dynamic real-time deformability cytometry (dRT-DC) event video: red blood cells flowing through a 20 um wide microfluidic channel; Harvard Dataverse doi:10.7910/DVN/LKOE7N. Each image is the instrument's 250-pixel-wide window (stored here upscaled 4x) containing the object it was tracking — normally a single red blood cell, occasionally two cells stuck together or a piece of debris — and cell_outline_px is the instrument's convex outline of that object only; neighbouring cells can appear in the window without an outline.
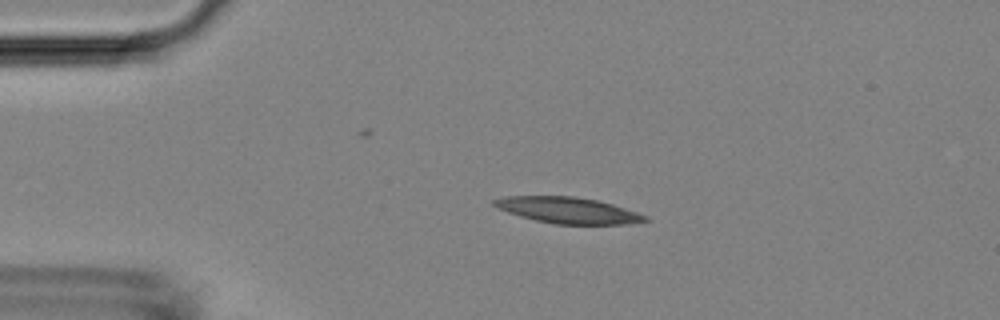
{"species": "Egyptian fruit bat (a non-hibernating species)", "species_latin": "Rousettus aegyptiacus", "temperature_condition": "room temperature", "stored_images_in_passage": 5, "camera_frame_rate_fps": 3000, "um_per_image_px": 0.085, "animal": {"sex": "female"}, "frame": {"image": 1, "passage_image": 4, "time_ms": 3.667, "image_size_px": [1000, 320], "cell_outline_px": [[652, 220], [628, 224], [552, 224], [520, 216], [508, 212], [492, 204], [492, 200], [504, 196], [576, 196], [596, 200], [612, 204], [648, 216]], "centroid_in_image_um": [48.3, 17.87], "position_along_channel_um": 36.7, "area_um2": 22.95}}